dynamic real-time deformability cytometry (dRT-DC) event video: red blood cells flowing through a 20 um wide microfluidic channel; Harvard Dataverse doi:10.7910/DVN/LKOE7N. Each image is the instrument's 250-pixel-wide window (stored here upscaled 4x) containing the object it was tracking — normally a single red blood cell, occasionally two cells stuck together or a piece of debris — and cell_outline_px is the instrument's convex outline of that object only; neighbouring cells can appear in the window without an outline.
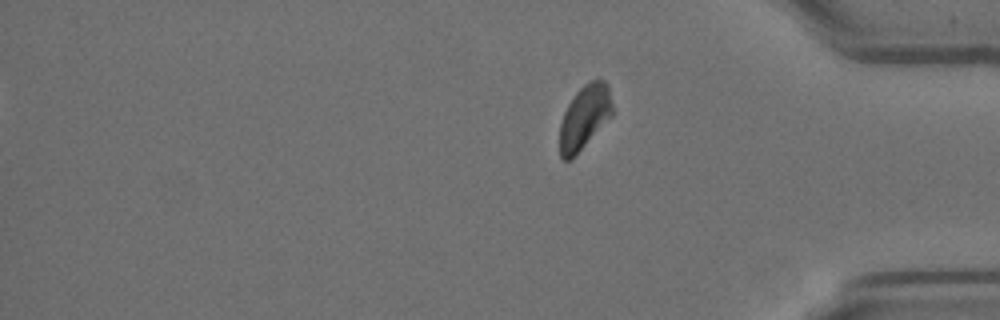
{"species": "Egyptian fruit bat (a non-hibernating species)", "species_latin": "Rousettus aegyptiacus", "temperature_condition": "room temperature", "stored_images_in_passage": 15, "segment_of_instrument_passage": [2, 2], "camera_frame_rate_fps": 3000, "um_per_image_px": 0.085, "animal": {"sex": "female"}, "frame": {"image": 1, "passage_image": 15, "time_ms": 4.667, "image_size_px": [1000, 320], "cell_outline_px": [[612, 116], [568, 160], [564, 160], [560, 156], [560, 124], [564, 112], [568, 104], [576, 92], [588, 80], [604, 80], [608, 84], [612, 100]], "centroid_in_image_um": [49.69, 9.88], "position_along_channel_um": 385.5, "area_um2": 19.13}}